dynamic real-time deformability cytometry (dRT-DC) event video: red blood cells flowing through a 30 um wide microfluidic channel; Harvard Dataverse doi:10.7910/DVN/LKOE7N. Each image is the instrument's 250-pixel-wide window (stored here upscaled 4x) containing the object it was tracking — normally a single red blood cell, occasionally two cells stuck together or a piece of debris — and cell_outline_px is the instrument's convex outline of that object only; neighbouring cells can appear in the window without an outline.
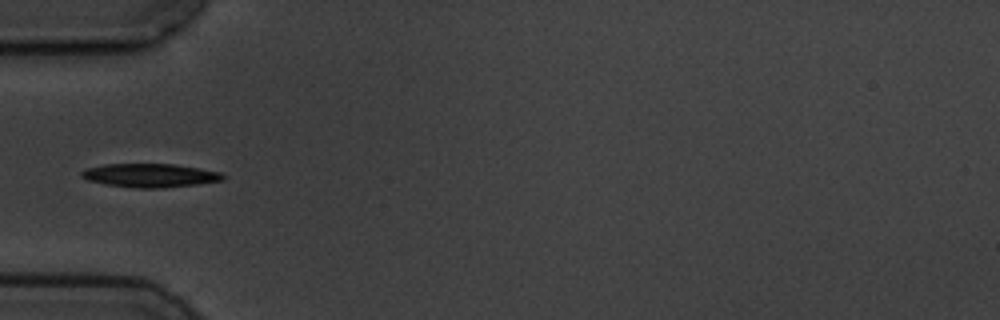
{"species": "common noctule bat (a hibernating species)", "species_latin": "Nyctalus noctula", "temperature_condition": "cold", "stored_images_in_passage": 2, "camera_frame_rate_fps": 3000, "um_per_image_px": 0.085, "animal": {"sex": "male", "body_mass_g": 19.5, "forearm_length_mm": 54.6}, "frame": {"image": 1, "passage_image": 1, "time_ms": 0.0, "image_size_px": [1000, 320], "cell_outline_px": [[224, 180], [196, 184], [160, 188], [136, 188], [104, 184], [88, 180], [80, 176], [80, 172], [84, 168], [104, 164], [172, 164], [200, 168], [220, 172], [224, 176]], "centroid_in_image_um": [12.7, 14.9], "position_along_channel_um": 72.3, "area_um2": 19.48}}
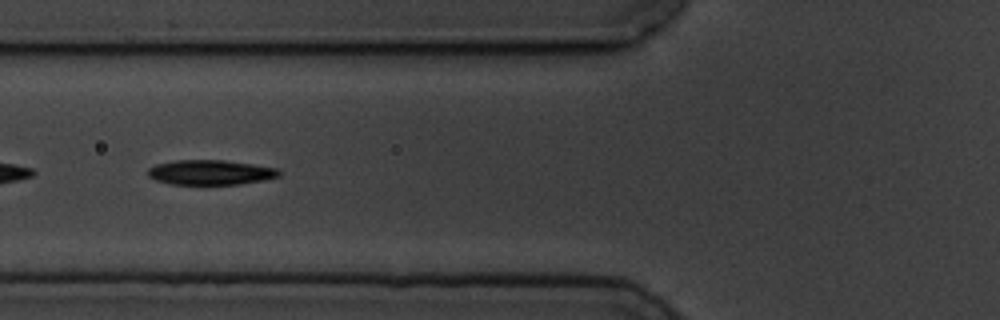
{"frame": {"image": 2, "passage_image": 2, "time_ms": 1.0, "image_size_px": [1000, 320], "cell_outline_px": [[280, 176], [264, 180], [240, 184], [172, 184], [156, 180], [148, 176], [148, 168], [156, 164], [176, 160], [224, 160], [252, 164], [276, 168], [280, 172]], "centroid_in_image_um": [17.88, 14.65], "position_along_channel_um": 107.9, "area_um2": 18.9}}